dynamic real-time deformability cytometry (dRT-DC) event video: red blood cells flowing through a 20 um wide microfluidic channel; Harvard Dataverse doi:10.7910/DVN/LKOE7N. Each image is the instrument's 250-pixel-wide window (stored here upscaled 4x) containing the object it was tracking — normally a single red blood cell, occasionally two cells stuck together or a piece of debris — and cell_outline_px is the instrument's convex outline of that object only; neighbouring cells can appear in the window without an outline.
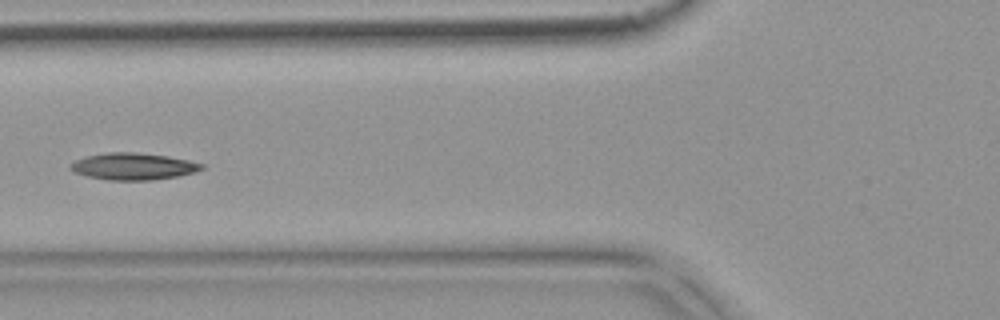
{"species": "common noctule bat (a hibernating species)", "species_latin": "Nyctalus noctula", "temperature_condition": "warm", "stored_images_in_passage": 5, "camera_frame_rate_fps": 3000, "um_per_image_px": 0.085, "animal": {"sex": "female", "body_mass_g": 18.4}, "frame": {"image": 1, "passage_image": 5, "time_ms": 1.333, "image_size_px": [1000, 320], "cell_outline_px": [[204, 168], [196, 172], [176, 176], [152, 180], [108, 180], [88, 176], [72, 172], [68, 168], [68, 164], [76, 160], [88, 156], [104, 152], [136, 152], [168, 156], [188, 160], [204, 164]], "centroid_in_image_um": [11.3, 14.14], "position_along_channel_um": 114.5, "area_um2": 20.63}}